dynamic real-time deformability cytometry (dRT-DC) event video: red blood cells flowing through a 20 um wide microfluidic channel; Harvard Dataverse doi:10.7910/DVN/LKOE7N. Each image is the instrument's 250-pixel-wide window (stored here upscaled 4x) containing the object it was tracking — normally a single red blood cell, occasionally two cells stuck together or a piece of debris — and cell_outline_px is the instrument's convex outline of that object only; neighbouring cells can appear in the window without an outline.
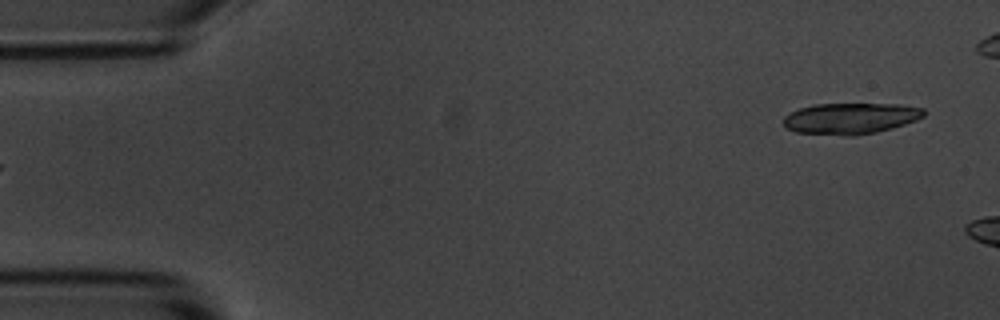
{"species": "common noctule bat (a hibernating species)", "species_latin": "Nyctalus noctula", "temperature_condition": "room temperature", "stored_images_in_passage": 5, "segment_of_instrument_passage": [2, 2], "camera_frame_rate_fps": 3000, "um_per_image_px": 0.085, "animal": {"sex": "male", "body_mass_g": 20.1, "forearm_length_mm": 53.5}, "frame": {"image": 1, "passage_image": 5, "time_ms": 5.667, "image_size_px": [1000, 320], "cell_outline_px": [[924, 116], [916, 120], [892, 128], [876, 132], [856, 136], [844, 136], [796, 132], [784, 128], [784, 116], [788, 112], [812, 104], [900, 104], [924, 108]], "centroid_in_image_um": [72.26, 10.07], "position_along_channel_um": 12.7, "area_um2": 25.72}}